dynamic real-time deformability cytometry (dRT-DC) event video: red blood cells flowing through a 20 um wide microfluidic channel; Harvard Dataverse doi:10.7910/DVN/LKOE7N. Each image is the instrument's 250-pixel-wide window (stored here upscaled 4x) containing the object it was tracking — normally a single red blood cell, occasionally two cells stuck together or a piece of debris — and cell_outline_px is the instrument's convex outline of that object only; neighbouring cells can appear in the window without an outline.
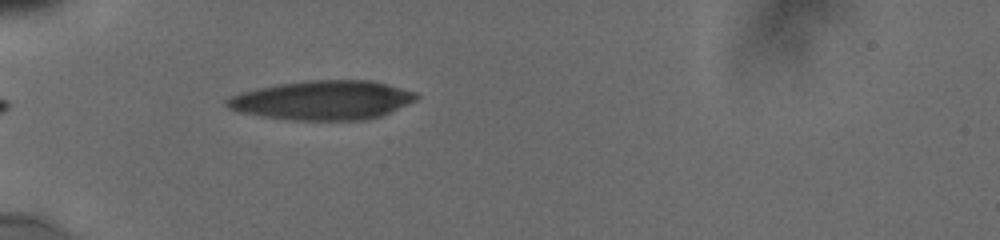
{"species": "human", "species_latin": "Homo sapiens", "temperature_condition": "cold", "stored_images_in_passage": 1, "camera_frame_rate_fps": 3000, "um_per_image_px": 0.085, "donor": {"sex": "male"}, "frame": {"image": 1, "passage_image": 1, "time_ms": 0.0, "image_size_px": [1000, 240], "cell_outline_px": [[420, 96], [416, 100], [380, 116], [364, 120], [292, 120], [260, 116], [240, 112], [228, 108], [224, 104], [224, 100], [228, 96], [240, 92], [280, 84], [308, 80], [368, 80], [416, 92]], "centroid_in_image_um": [27.37, 8.52], "position_along_channel_um": 57.6, "area_um2": 43.12}}